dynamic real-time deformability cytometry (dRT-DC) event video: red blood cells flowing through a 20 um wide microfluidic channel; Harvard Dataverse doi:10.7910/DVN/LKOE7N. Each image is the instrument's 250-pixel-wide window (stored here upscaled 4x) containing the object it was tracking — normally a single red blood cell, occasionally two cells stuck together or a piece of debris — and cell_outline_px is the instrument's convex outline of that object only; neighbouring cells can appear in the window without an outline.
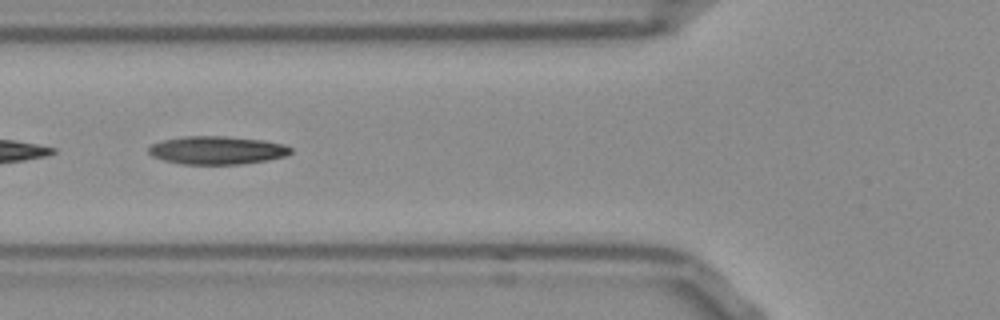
{"species": "Egyptian fruit bat (a non-hibernating species)", "species_latin": "Rousettus aegyptiacus", "temperature_condition": "room temperature", "stored_images_in_passage": 31, "camera_frame_rate_fps": 3000, "um_per_image_px": 0.085, "frame": {"image": 1, "passage_image": 11, "time_ms": 3.333, "image_size_px": [1000, 320], "cell_outline_px": [[292, 152], [284, 156], [268, 160], [240, 164], [180, 164], [164, 160], [152, 156], [148, 152], [148, 148], [152, 144], [164, 140], [184, 136], [224, 136], [264, 140], [284, 144], [292, 148]], "centroid_in_image_um": [18.45, 12.77], "position_along_channel_um": 107.3, "area_um2": 23.29}}
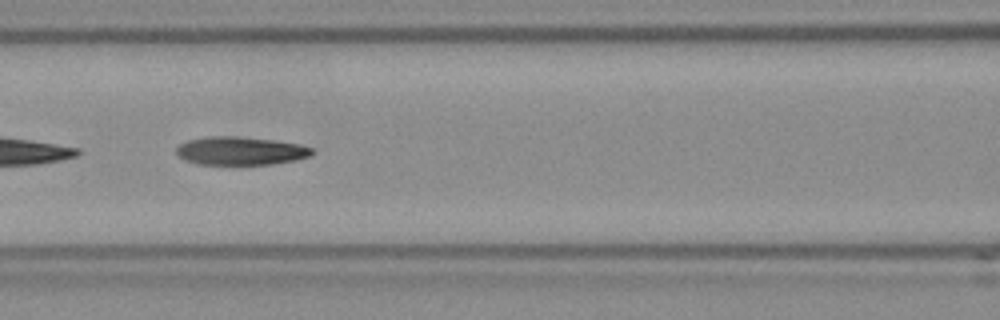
{"frame": {"image": 2, "passage_image": 14, "time_ms": 4.333, "image_size_px": [1000, 320], "cell_outline_px": [[312, 152], [308, 156], [292, 160], [272, 164], [200, 164], [184, 160], [176, 152], [176, 148], [180, 144], [188, 140], [208, 136], [236, 136], [272, 140], [296, 144], [312, 148]], "centroid_in_image_um": [20.37, 12.82], "position_along_channel_um": 146.2, "area_um2": 21.91}, "authors_computed_cell_mechanics": {"area_um2": 23.2356, "velocity_mm_per_s": 3.8353, "shape_relaxation_time_tau1_ms": 8.7637, "shape_relaxation_time_tau2_ms": 5.3263, "deformation_change_tau1": 0.1887, "deformation_change_tau2": 0.1433}}